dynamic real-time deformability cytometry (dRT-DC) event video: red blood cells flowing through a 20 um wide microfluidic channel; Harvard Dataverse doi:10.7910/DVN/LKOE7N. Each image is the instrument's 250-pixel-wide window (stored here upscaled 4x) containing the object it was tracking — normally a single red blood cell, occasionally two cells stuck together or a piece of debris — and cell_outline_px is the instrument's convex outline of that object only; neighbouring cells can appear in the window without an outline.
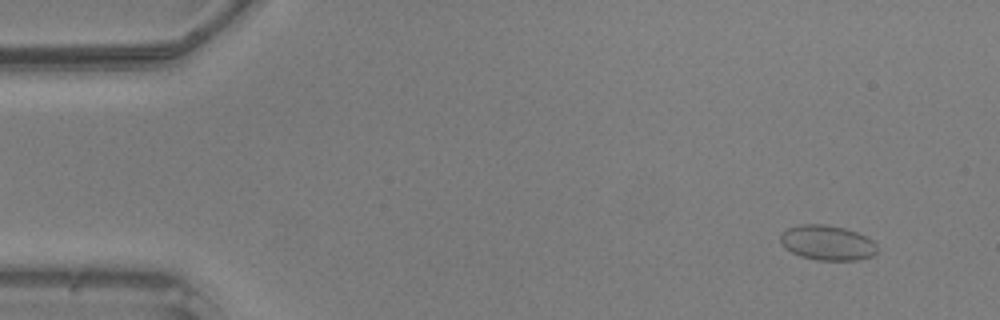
{"species": "common noctule bat (a hibernating species)", "species_latin": "Nyctalus noctula", "temperature_condition": "warm", "stored_images_in_passage": 48, "camera_frame_rate_fps": 3000, "um_per_image_px": 0.085, "animal": {"sex": "male", "body_mass_g": 20.5, "forearm_length_mm": 52.5}, "frame": {"image": 1, "passage_image": 3, "time_ms": 0.667, "image_size_px": [1000, 320], "cell_outline_px": [[876, 252], [872, 256], [856, 260], [816, 260], [800, 256], [784, 248], [780, 244], [780, 232], [788, 228], [800, 224], [824, 224], [844, 228], [868, 236], [876, 244]], "centroid_in_image_um": [70.29, 20.63], "position_along_channel_um": 14.7, "area_um2": 19.88}}
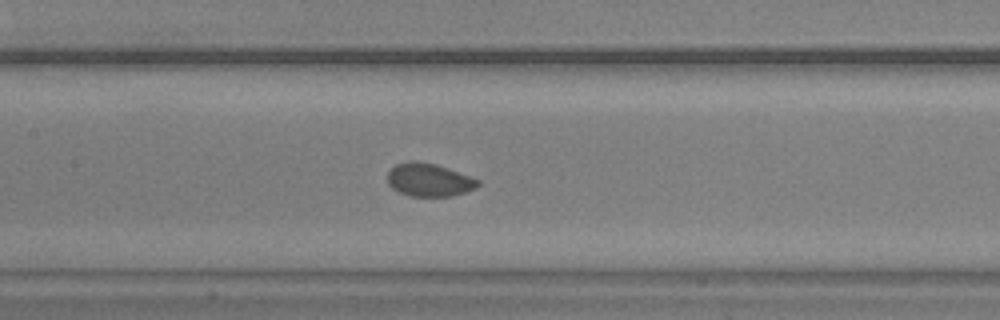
{"frame": {"image": 2, "passage_image": 22, "time_ms": 7.0, "image_size_px": [1000, 320], "cell_outline_px": [[480, 184], [476, 188], [452, 196], [408, 196], [392, 188], [388, 184], [388, 172], [396, 164], [412, 160], [416, 160], [436, 164], [480, 180]], "centroid_in_image_um": [36.46, 15.29], "position_along_channel_um": 170.9, "area_um2": 17.4}}
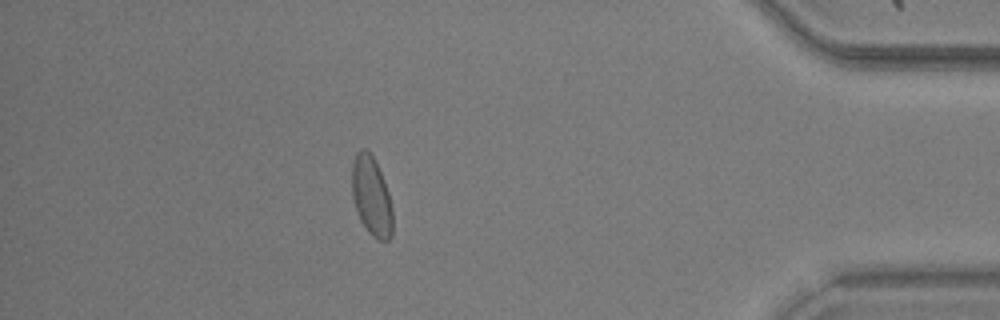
{"frame": {"image": 3, "passage_image": 42, "time_ms": 13.667, "image_size_px": [1000, 320], "cell_outline_px": [[392, 236], [388, 240], [376, 240], [368, 232], [360, 220], [352, 196], [352, 164], [356, 152], [360, 148], [364, 148], [376, 160], [388, 192], [392, 208]], "centroid_in_image_um": [31.57, 16.68], "position_along_channel_um": 403.6, "area_um2": 18.84}}